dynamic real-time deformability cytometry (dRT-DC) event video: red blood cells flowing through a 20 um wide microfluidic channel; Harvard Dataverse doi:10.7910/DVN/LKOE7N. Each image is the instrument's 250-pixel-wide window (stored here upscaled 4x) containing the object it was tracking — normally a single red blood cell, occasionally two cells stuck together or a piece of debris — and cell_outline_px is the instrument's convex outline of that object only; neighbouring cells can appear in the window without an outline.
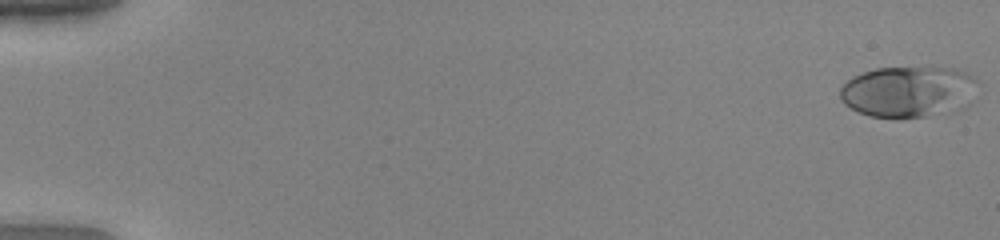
{"species": "human", "species_latin": "Homo sapiens", "temperature_condition": "warm", "stored_images_in_passage": 53, "camera_frame_rate_fps": 3000, "um_per_image_px": 0.085, "donor": {"sex": "female"}, "frame": {"image": 1, "passage_image": 1, "time_ms": 0.0, "image_size_px": [1000, 240], "cell_outline_px": [[980, 84], [968, 104], [964, 108], [956, 112], [928, 116], [872, 116], [860, 112], [844, 104], [840, 100], [840, 88], [852, 76], [876, 68], [956, 68], [980, 80]], "centroid_in_image_um": [77.28, 7.78], "position_along_channel_um": 7.7, "area_um2": 41.15}}
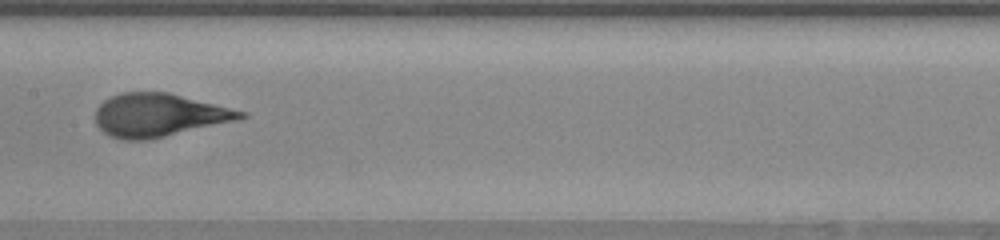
{"frame": {"image": 2, "passage_image": 29, "time_ms": 9.333, "image_size_px": [1000, 240], "cell_outline_px": [[248, 116], [236, 120], [148, 140], [124, 140], [112, 136], [104, 132], [96, 124], [96, 108], [104, 100], [120, 92], [168, 92], [248, 112]], "centroid_in_image_um": [13.5, 9.78], "position_along_channel_um": 193.9, "area_um2": 36.3}}
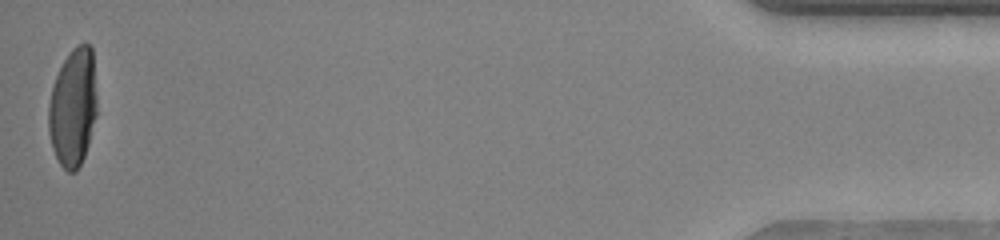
{"frame": {"image": 3, "passage_image": 53, "time_ms": 17.333, "image_size_px": [1000, 240], "cell_outline_px": [[96, 116], [88, 144], [84, 156], [76, 172], [68, 172], [60, 164], [52, 148], [48, 132], [48, 104], [52, 88], [56, 76], [68, 52], [76, 44], [88, 44], [92, 48], [96, 96]], "centroid_in_image_um": [6.19, 9.13], "position_along_channel_um": 429.0, "area_um2": 33.35}, "authors_computed_cell_mechanics": {"area_um2": 36.2984, "velocity_mm_per_s": 3.9726, "shape_relaxation_time_tau1_ms": 4.9369, "shape_relaxation_time_tau2_ms": null, "deformation_change_tau1": 0.2707, "deformation_change_tau2": null}}